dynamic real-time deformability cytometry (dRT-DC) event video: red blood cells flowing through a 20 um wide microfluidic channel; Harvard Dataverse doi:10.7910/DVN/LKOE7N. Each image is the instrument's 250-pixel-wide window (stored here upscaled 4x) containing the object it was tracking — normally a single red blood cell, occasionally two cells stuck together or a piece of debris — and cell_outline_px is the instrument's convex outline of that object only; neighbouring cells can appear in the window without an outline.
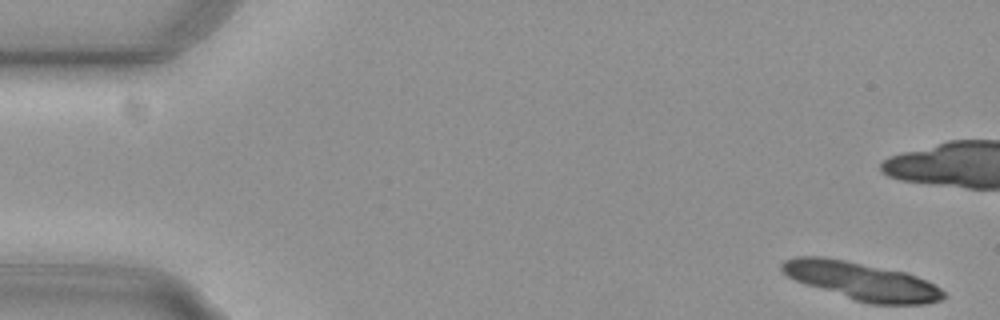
{"species": "common noctule bat (a hibernating species)", "species_latin": "Nyctalus noctula", "temperature_condition": "cold", "stored_images_in_passage": 56, "camera_frame_rate_fps": 3000, "um_per_image_px": 0.085, "animal": {"sex": "female", "body_mass_g": 29.2, "forearm_length_mm": 56.3}, "frame": {"image": 1, "passage_image": 1, "time_ms": 0.0, "image_size_px": [1000, 320], "cell_outline_px": [[944, 296], [940, 300], [924, 304], [868, 304], [804, 284], [788, 276], [780, 268], [780, 264], [784, 260], [796, 256], [824, 256], [904, 272], [916, 276], [940, 288], [944, 292]], "centroid_in_image_um": [73.19, 23.89], "position_along_channel_um": 11.8, "area_um2": 35.2}, "authors_computed_cell_mechanics": {"area_um2": 23.409, "velocity_mm_per_s": 3.7047, "shape_relaxation_time_tau1_ms": 2.23, "shape_relaxation_time_tau2_ms": 1.5138, "deformation_change_tau1": 0.0955, "deformation_change_tau2": 0.027}}